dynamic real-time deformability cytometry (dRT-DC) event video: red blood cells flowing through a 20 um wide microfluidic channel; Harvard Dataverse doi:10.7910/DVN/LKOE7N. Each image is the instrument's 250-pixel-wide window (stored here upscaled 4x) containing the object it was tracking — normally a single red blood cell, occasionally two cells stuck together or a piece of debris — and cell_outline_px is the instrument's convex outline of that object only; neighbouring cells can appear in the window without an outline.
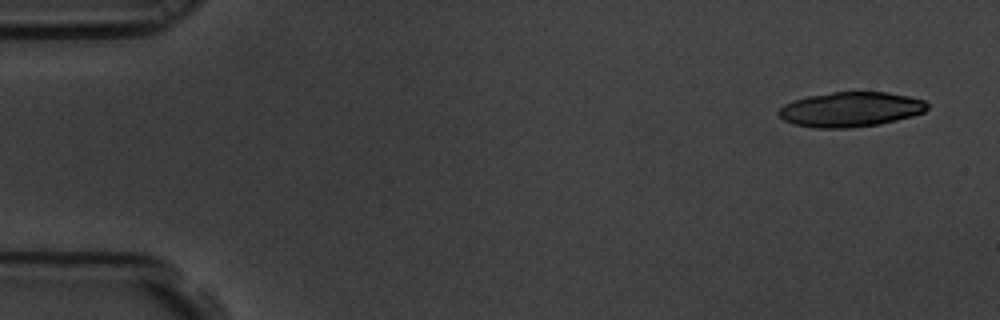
{"species": "common noctule bat (a hibernating species)", "species_latin": "Nyctalus noctula", "temperature_condition": "room temperature", "stored_images_in_passage": 5, "camera_frame_rate_fps": 3000, "um_per_image_px": 0.085, "animal": {"sex": "male", "body_mass_g": 19.5, "forearm_length_mm": 54.6}, "frame": {"image": 1, "passage_image": 1, "time_ms": 0.0, "image_size_px": [1000, 320], "cell_outline_px": [[928, 108], [924, 112], [912, 116], [880, 124], [848, 128], [816, 128], [792, 124], [784, 120], [776, 112], [784, 104], [792, 100], [808, 96], [832, 92], [888, 92], [908, 96], [924, 100], [928, 104]], "centroid_in_image_um": [72.28, 9.3], "position_along_channel_um": 12.7, "area_um2": 30.29}}